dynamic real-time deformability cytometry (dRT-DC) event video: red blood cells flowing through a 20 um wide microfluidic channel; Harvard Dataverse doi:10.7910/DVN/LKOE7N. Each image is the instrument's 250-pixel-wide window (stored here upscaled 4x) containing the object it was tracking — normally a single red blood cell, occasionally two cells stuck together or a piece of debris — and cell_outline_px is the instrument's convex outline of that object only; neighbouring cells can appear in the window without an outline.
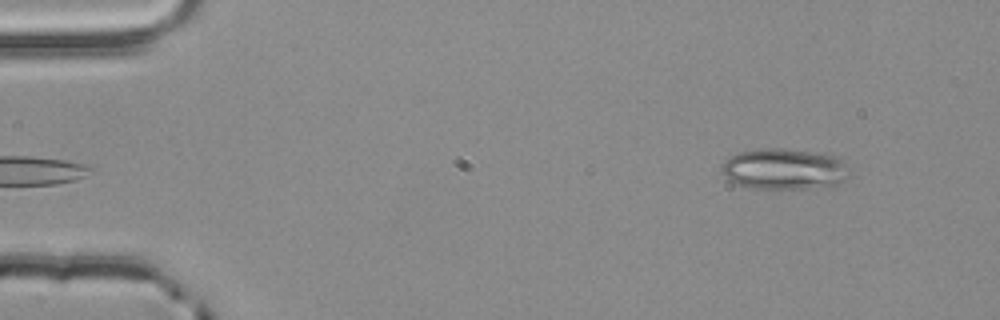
{"species": "common noctule bat (a hibernating species)", "species_latin": "Nyctalus noctula", "temperature_condition": "room temperature", "stored_images_in_passage": 9, "camera_frame_rate_fps": 3000, "um_per_image_px": 0.085, "animal": {"sex": "male", "body_mass_g": 20.4}, "frame": {"image": 1, "passage_image": 1, "time_ms": 0.0, "image_size_px": [1000, 320], "cell_outline_px": [[848, 176], [840, 184], [808, 188], [752, 188], [736, 184], [728, 180], [724, 176], [720, 168], [724, 160], [740, 152], [756, 148], [784, 148], [824, 152], [840, 156], [844, 164]], "centroid_in_image_um": [66.65, 14.34], "position_along_channel_um": 18.4, "area_um2": 30.87}}